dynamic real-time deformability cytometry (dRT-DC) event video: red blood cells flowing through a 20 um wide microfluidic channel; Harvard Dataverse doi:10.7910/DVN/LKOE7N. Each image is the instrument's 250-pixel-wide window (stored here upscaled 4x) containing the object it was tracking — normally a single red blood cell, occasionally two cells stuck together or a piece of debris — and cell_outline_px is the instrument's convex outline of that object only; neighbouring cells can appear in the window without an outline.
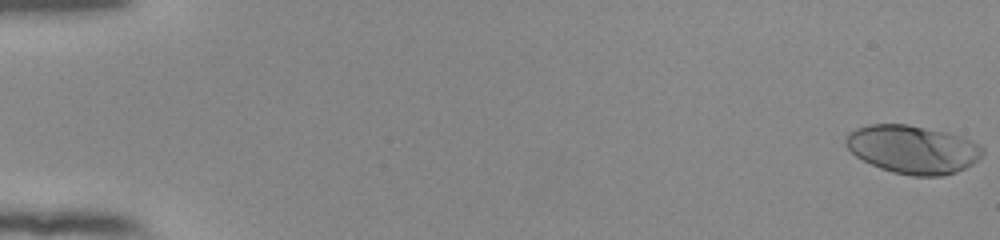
{"species": "human", "species_latin": "Homo sapiens", "temperature_condition": "room temperature", "stored_images_in_passage": 55, "camera_frame_rate_fps": 3000, "um_per_image_px": 0.085, "donor": {"sex": "female"}, "frame": {"image": 1, "passage_image": 1, "time_ms": 0.0, "image_size_px": [1000, 240], "cell_outline_px": [[984, 152], [972, 164], [956, 172], [940, 176], [912, 176], [892, 172], [880, 168], [856, 156], [844, 144], [844, 140], [848, 132], [856, 128], [868, 124], [908, 124], [944, 132], [960, 136], [972, 140], [980, 144], [984, 148]], "centroid_in_image_um": [77.57, 12.69], "position_along_channel_um": 7.4, "area_um2": 38.44}}
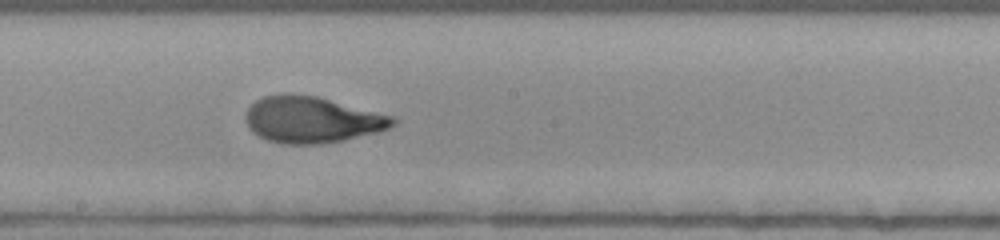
{"frame": {"image": 2, "passage_image": 32, "time_ms": 10.333, "image_size_px": [1000, 240], "cell_outline_px": [[400, 120], [396, 124], [388, 128], [376, 132], [344, 140], [320, 144], [280, 144], [268, 140], [252, 132], [248, 128], [244, 116], [248, 108], [256, 100], [264, 96], [280, 92], [284, 92], [316, 96], [396, 116]], "centroid_in_image_um": [26.51, 10.16], "position_along_channel_um": 221.7, "area_um2": 40.23}}
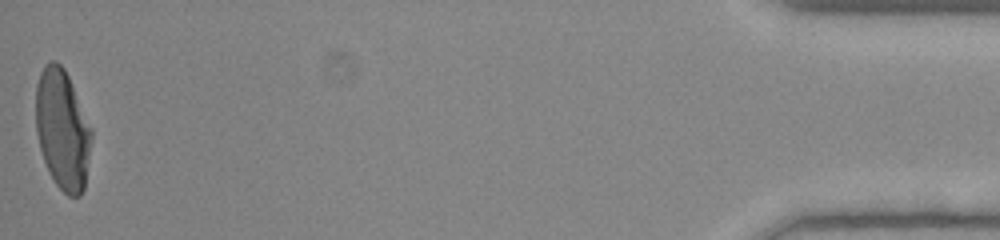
{"frame": {"image": 3, "passage_image": 55, "time_ms": 18.0, "image_size_px": [1000, 240], "cell_outline_px": [[92, 136], [84, 188], [80, 196], [68, 196], [56, 184], [48, 172], [40, 148], [36, 132], [36, 84], [40, 72], [44, 64], [52, 60], [56, 60], [64, 68], [68, 76], [92, 128]], "centroid_in_image_um": [5.3, 10.99], "position_along_channel_um": 429.9, "area_um2": 38.96}, "authors_computed_cell_mechanics": {"area_um2": 38.5526, "velocity_mm_per_s": 3.8661, "shape_relaxation_time_tau1_ms": 5.3663, "shape_relaxation_time_tau2_ms": 1.0274, "deformation_change_tau1": 0.254, "deformation_change_tau2": 0.0684}}